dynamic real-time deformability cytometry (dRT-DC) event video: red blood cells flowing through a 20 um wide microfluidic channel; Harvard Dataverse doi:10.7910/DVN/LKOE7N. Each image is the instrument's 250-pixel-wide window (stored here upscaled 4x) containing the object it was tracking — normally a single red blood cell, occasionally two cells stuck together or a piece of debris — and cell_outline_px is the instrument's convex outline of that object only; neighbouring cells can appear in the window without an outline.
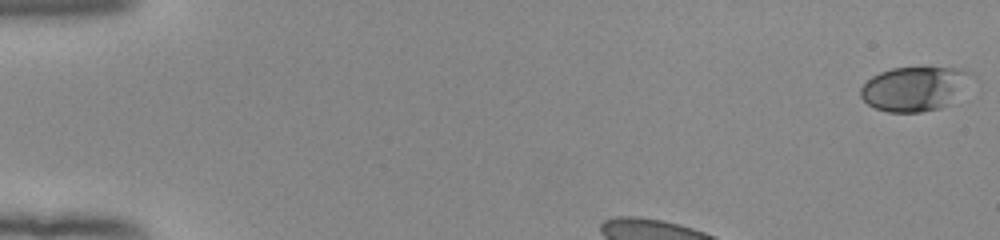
{"species": "human", "species_latin": "Homo sapiens", "temperature_condition": "room temperature", "stored_images_in_passage": 36, "camera_frame_rate_fps": 3000, "um_per_image_px": 0.085, "donor": {"sex": "female"}, "frame": {"image": 1, "passage_image": 1, "time_ms": 0.0, "image_size_px": [1000, 240], "cell_outline_px": [[980, 80], [948, 104], [940, 108], [920, 112], [888, 112], [876, 108], [868, 104], [860, 96], [860, 88], [872, 76], [880, 72], [892, 68], [924, 64], [928, 64], [960, 68], [972, 72]], "centroid_in_image_um": [77.9, 7.46], "position_along_channel_um": 7.1, "area_um2": 30.35}}
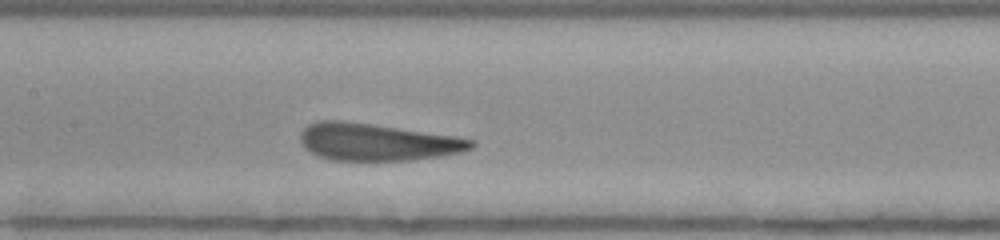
{"frame": {"image": 2, "passage_image": 19, "time_ms": 6.0, "image_size_px": [1000, 240], "cell_outline_px": [[476, 144], [472, 148], [460, 152], [440, 156], [412, 160], [332, 160], [316, 156], [304, 148], [300, 140], [300, 132], [308, 124], [316, 120], [340, 120], [372, 124], [452, 136], [476, 140]], "centroid_in_image_um": [32.0, 12.07], "position_along_channel_um": 175.4, "area_um2": 36.99}}
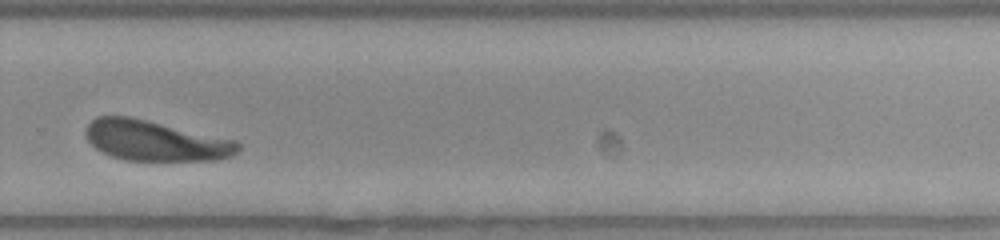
{"frame": {"image": 3, "passage_image": 30, "time_ms": 9.667, "image_size_px": [1000, 240], "cell_outline_px": [[240, 152], [232, 156], [212, 160], [124, 160], [112, 156], [96, 148], [84, 136], [84, 132], [88, 124], [96, 116], [132, 116], [236, 140], [240, 144]], "centroid_in_image_um": [13.21, 11.94], "position_along_channel_um": 316.6, "area_um2": 35.95}, "authors_computed_cell_mechanics": {"area_um2": 36.9342, "velocity_mm_per_s": 3.8625, "shape_relaxation_time_tau1_ms": 2.5559, "shape_relaxation_time_tau2_ms": 0.6878, "deformation_change_tau1": 0.1421, "deformation_change_tau2": 0.0737}}